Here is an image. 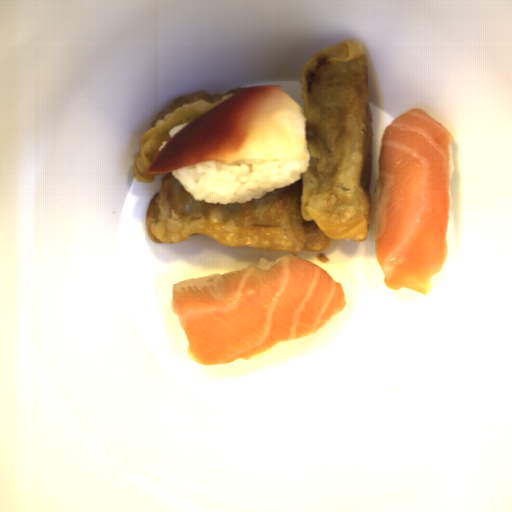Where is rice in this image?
I'll return each instance as SVG.
<instances>
[{"label":"rice","mask_w":512,"mask_h":512,"mask_svg":"<svg viewBox=\"0 0 512 512\" xmlns=\"http://www.w3.org/2000/svg\"><path fill=\"white\" fill-rule=\"evenodd\" d=\"M311 160L306 140V156L301 160H211L170 171L193 198L224 205L250 202L299 181Z\"/></svg>","instance_id":"rice-1"},{"label":"rice","mask_w":512,"mask_h":512,"mask_svg":"<svg viewBox=\"0 0 512 512\" xmlns=\"http://www.w3.org/2000/svg\"><path fill=\"white\" fill-rule=\"evenodd\" d=\"M452 144L450 145V149H449V161H448L449 193H450V196H451V190H452L453 172H454V169L456 167L455 157L453 155Z\"/></svg>","instance_id":"rice-2"},{"label":"rice","mask_w":512,"mask_h":512,"mask_svg":"<svg viewBox=\"0 0 512 512\" xmlns=\"http://www.w3.org/2000/svg\"><path fill=\"white\" fill-rule=\"evenodd\" d=\"M185 124H187V122H183L179 125L170 128L167 134L172 138Z\"/></svg>","instance_id":"rice-3"},{"label":"rice","mask_w":512,"mask_h":512,"mask_svg":"<svg viewBox=\"0 0 512 512\" xmlns=\"http://www.w3.org/2000/svg\"><path fill=\"white\" fill-rule=\"evenodd\" d=\"M167 142H168L167 140H166V141H163V142L158 146L157 150H159V151H160V150L164 147V145H165Z\"/></svg>","instance_id":"rice-4"}]
</instances>
